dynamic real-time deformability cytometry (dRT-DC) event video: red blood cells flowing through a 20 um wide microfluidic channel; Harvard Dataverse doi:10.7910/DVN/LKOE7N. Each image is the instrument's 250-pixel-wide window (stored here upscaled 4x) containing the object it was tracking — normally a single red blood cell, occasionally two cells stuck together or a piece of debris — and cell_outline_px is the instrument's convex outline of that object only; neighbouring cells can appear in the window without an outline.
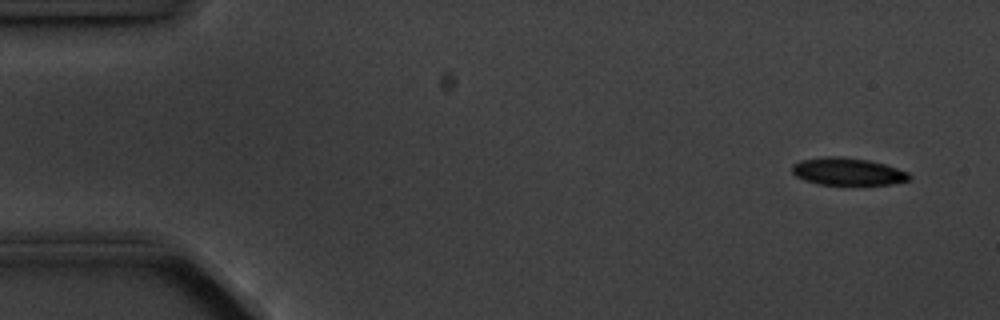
{"species": "common noctule bat (a hibernating species)", "species_latin": "Nyctalus noctula", "temperature_condition": "cold", "stored_images_in_passage": 4, "camera_frame_rate_fps": 3000, "um_per_image_px": 0.085, "animal": {"sex": "male", "body_mass_g": 20.1, "forearm_length_mm": 53.5}, "frame": {"image": 1, "passage_image": 1, "time_ms": 0.0, "image_size_px": [1000, 320], "cell_outline_px": [[912, 176], [908, 180], [892, 184], [820, 184], [804, 180], [796, 176], [792, 172], [792, 164], [800, 160], [828, 156], [840, 156], [868, 160], [884, 164], [908, 172]], "centroid_in_image_um": [72.03, 14.57], "position_along_channel_um": 13.0, "area_um2": 18.55}}